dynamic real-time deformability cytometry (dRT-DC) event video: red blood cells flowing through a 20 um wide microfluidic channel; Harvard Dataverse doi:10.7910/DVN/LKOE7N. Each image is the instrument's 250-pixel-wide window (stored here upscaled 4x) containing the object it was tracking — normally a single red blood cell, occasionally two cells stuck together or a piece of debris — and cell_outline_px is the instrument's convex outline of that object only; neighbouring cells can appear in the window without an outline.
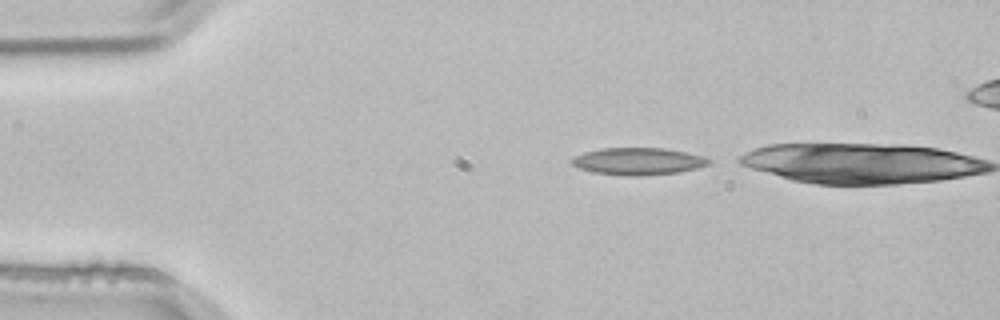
{"species": "common noctule bat (a hibernating species)", "species_latin": "Nyctalus noctula", "temperature_condition": "room temperature", "stored_images_in_passage": 2, "camera_frame_rate_fps": 3000, "um_per_image_px": 0.085, "animal": {"sex": "male", "body_mass_g": 21.5, "forearm_length_mm": 52.0}, "frame": {"image": 1, "passage_image": 1, "time_ms": 0.0, "image_size_px": [1000, 320], "cell_outline_px": [[712, 164], [680, 172], [644, 176], [628, 176], [596, 172], [580, 168], [572, 164], [568, 160], [572, 156], [584, 152], [600, 148], [664, 148], [704, 156], [712, 160]], "centroid_in_image_um": [54.25, 13.71], "position_along_channel_um": 30.8, "area_um2": 21.85}}